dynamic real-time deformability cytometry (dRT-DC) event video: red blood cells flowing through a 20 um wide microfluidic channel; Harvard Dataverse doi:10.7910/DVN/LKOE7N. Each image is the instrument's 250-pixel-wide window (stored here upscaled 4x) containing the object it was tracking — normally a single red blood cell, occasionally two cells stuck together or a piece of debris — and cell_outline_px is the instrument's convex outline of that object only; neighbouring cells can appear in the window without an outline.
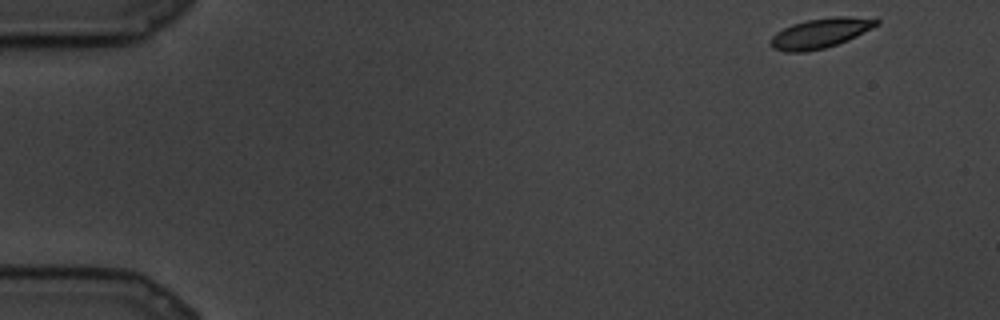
{"species": "common noctule bat (a hibernating species)", "species_latin": "Nyctalus noctula", "temperature_condition": "cold", "stored_images_in_passage": 83, "camera_frame_rate_fps": 3000, "um_per_image_px": 0.085, "animal": {"sex": "male", "body_mass_g": 19.5, "forearm_length_mm": 54.6}, "frame": {"image": 1, "passage_image": 1, "time_ms": 0.0, "image_size_px": [1000, 320], "cell_outline_px": [[880, 24], [848, 40], [824, 48], [804, 52], [784, 52], [772, 48], [772, 36], [776, 32], [792, 24], [804, 20], [832, 16], [848, 16], [880, 20]], "centroid_in_image_um": [69.73, 2.81], "position_along_channel_um": 15.3, "area_um2": 18.32}}
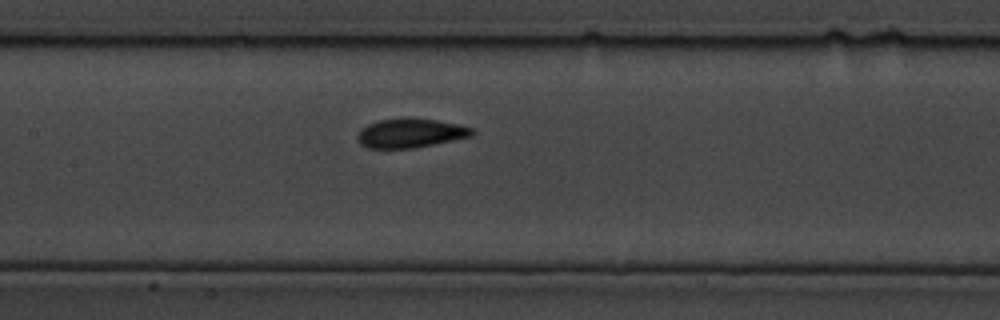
{"frame": {"image": 2, "passage_image": 37, "time_ms": 12.0, "image_size_px": [1000, 320], "cell_outline_px": [[476, 132], [472, 136], [412, 148], [368, 148], [360, 144], [356, 136], [368, 124], [380, 120], [436, 120], [460, 124], [472, 128]], "centroid_in_image_um": [34.92, 11.34], "position_along_channel_um": 172.5, "area_um2": 18.73}}
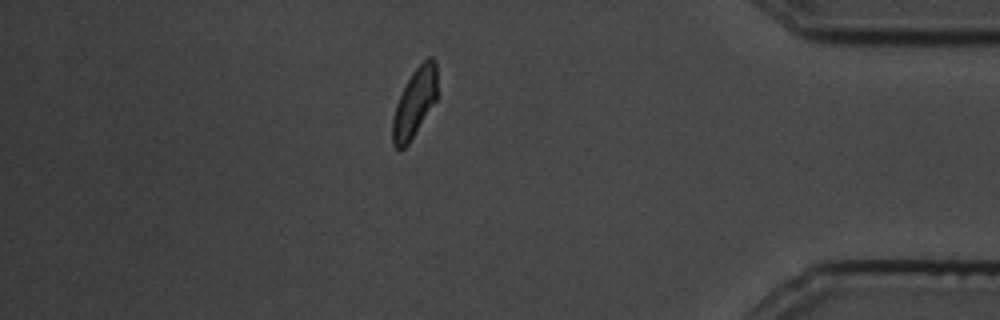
{"frame": {"image": 3, "passage_image": 71, "time_ms": 23.333, "image_size_px": [1000, 320], "cell_outline_px": [[436, 100], [408, 144], [400, 152], [392, 144], [392, 116], [396, 104], [412, 72], [428, 56], [432, 56], [436, 60]], "centroid_in_image_um": [35.22, 8.76], "position_along_channel_um": 400.0, "area_um2": 17.74}}